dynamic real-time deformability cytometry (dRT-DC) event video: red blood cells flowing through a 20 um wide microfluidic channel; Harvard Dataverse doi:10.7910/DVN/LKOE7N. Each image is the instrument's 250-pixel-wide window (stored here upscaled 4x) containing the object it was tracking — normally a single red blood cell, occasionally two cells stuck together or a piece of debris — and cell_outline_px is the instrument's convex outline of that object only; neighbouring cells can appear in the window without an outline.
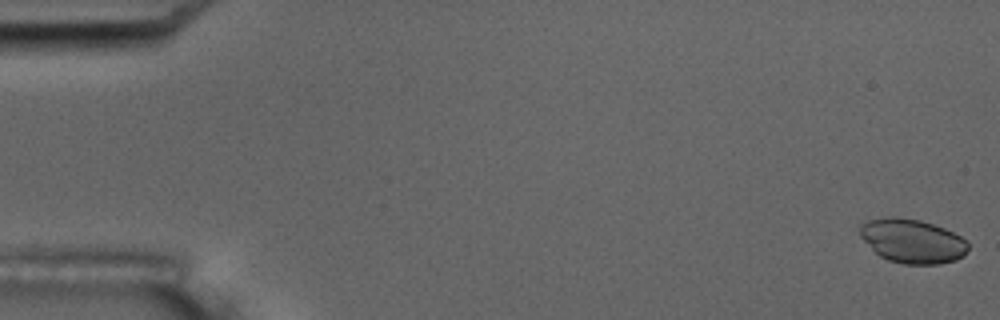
{"species": "common noctule bat (a hibernating species)", "species_latin": "Nyctalus noctula", "temperature_condition": "room temperature", "stored_images_in_passage": 5, "camera_frame_rate_fps": 3000, "um_per_image_px": 0.085, "animal": {"sex": "male", "body_mass_g": 17.5, "forearm_length_mm": 52.3}, "frame": {"image": 1, "passage_image": 1, "time_ms": 0.0, "image_size_px": [1000, 320], "cell_outline_px": [[968, 248], [964, 256], [956, 260], [940, 264], [904, 264], [888, 260], [880, 256], [860, 236], [860, 224], [868, 220], [888, 216], [896, 216], [920, 220], [944, 228], [960, 236], [968, 244]], "centroid_in_image_um": [77.54, 20.48], "position_along_channel_um": 7.5, "area_um2": 27.74}}